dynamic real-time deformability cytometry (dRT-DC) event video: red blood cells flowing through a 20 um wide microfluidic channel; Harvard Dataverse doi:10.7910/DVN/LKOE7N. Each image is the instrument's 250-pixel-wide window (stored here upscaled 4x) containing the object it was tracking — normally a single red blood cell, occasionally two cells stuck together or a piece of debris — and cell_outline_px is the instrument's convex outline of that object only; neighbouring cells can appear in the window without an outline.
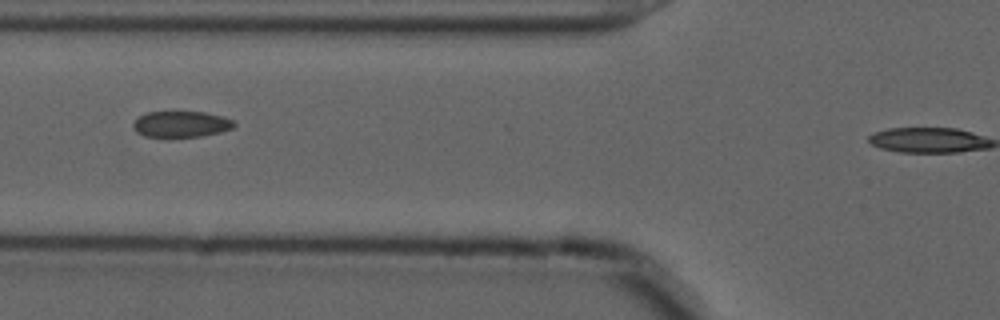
{"species": "common noctule bat (a hibernating species)", "species_latin": "Nyctalus noctula", "temperature_condition": "cold", "stored_images_in_passage": 30, "camera_frame_rate_fps": 3000, "um_per_image_px": 0.085, "animal": {"sex": "male", "forearm_length_mm": 52.5}, "frame": {"image": 1, "passage_image": 3, "time_ms": 0.667, "image_size_px": [1000, 320], "cell_outline_px": [[236, 124], [232, 128], [220, 132], [200, 136], [144, 136], [136, 132], [132, 128], [132, 124], [140, 116], [148, 112], [204, 112], [220, 116], [232, 120]], "centroid_in_image_um": [15.37, 10.55], "position_along_channel_um": 110.4, "area_um2": 15.03}}
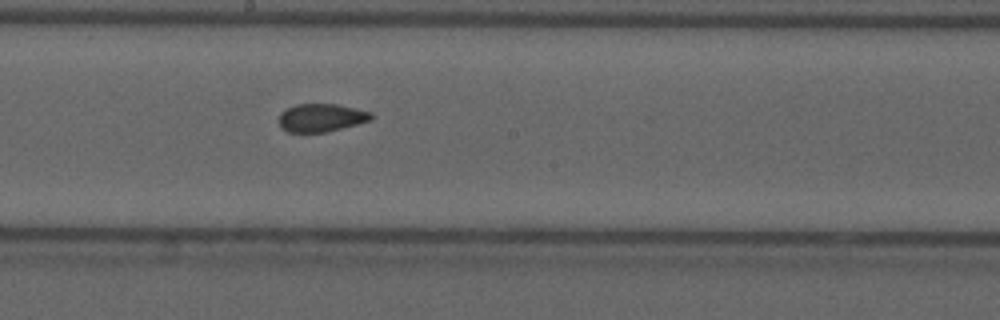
{"frame": {"image": 2, "passage_image": 12, "time_ms": 3.667, "image_size_px": [1000, 320], "cell_outline_px": [[372, 120], [324, 132], [288, 132], [280, 128], [280, 112], [296, 104], [336, 104], [372, 112]], "centroid_in_image_um": [27.29, 10.0], "position_along_channel_um": 220.9, "area_um2": 14.91}}
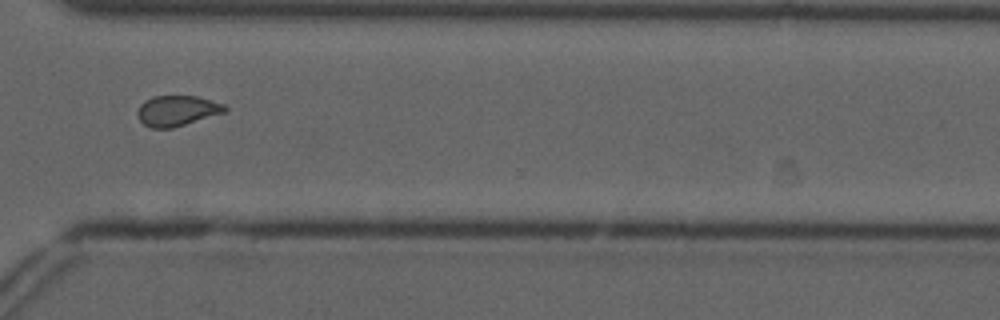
{"frame": {"image": 3, "passage_image": 23, "time_ms": 7.333, "image_size_px": [1000, 320], "cell_outline_px": [[228, 108], [224, 112], [172, 128], [152, 128], [144, 124], [136, 116], [136, 112], [140, 104], [144, 100], [152, 96], [196, 96], [224, 104]], "centroid_in_image_um": [15.0, 9.4], "position_along_channel_um": 355.6, "area_um2": 15.43}}